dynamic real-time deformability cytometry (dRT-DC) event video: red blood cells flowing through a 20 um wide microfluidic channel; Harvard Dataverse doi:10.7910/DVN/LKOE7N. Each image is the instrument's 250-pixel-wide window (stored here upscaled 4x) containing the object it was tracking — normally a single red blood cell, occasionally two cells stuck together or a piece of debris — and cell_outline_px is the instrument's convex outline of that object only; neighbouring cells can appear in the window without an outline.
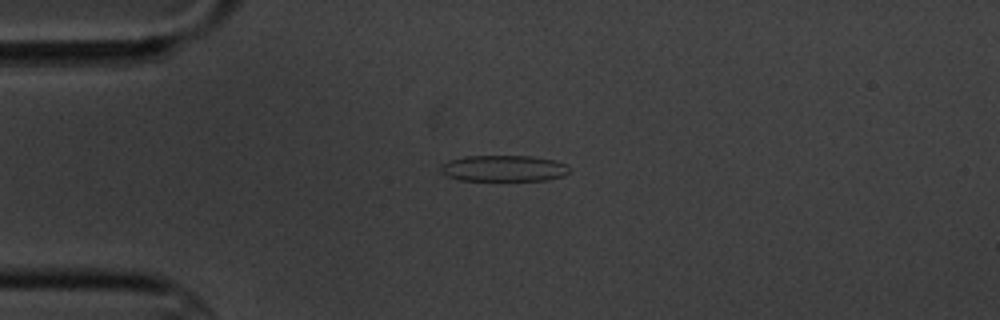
{"species": "common noctule bat (a hibernating species)", "species_latin": "Nyctalus noctula", "temperature_condition": "cold", "stored_images_in_passage": 6, "camera_frame_rate_fps": 3000, "um_per_image_px": 0.085, "animal": {"sex": "male", "body_mass_g": 20.1, "forearm_length_mm": 53.5}, "frame": {"image": 1, "passage_image": 4, "time_ms": 3.333, "image_size_px": [1000, 320], "cell_outline_px": [[572, 168], [564, 176], [548, 180], [460, 180], [448, 176], [440, 172], [440, 164], [448, 160], [464, 156], [532, 156], [552, 160], [568, 164]], "centroid_in_image_um": [42.82, 14.31], "position_along_channel_um": 42.2, "area_um2": 19.83}}